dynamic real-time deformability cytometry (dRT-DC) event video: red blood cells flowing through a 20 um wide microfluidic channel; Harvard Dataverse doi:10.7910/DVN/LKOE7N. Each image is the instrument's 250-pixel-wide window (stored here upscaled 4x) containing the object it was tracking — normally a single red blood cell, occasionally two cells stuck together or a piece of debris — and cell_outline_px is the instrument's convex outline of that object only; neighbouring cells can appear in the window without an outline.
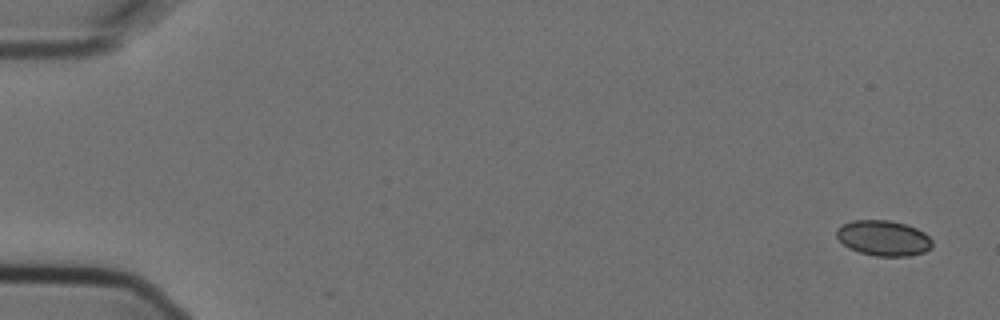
{"species": "Egyptian fruit bat (a non-hibernating species)", "species_latin": "Rousettus aegyptiacus", "temperature_condition": "cold", "stored_images_in_passage": 6, "camera_frame_rate_fps": 3000, "um_per_image_px": 0.085, "animal": {"sex": "female"}, "frame": {"image": 1, "passage_image": 1, "time_ms": 0.0, "image_size_px": [1000, 320], "cell_outline_px": [[932, 248], [924, 252], [908, 256], [876, 256], [860, 252], [848, 248], [836, 236], [836, 228], [852, 220], [888, 220], [904, 224], [916, 228], [924, 232], [932, 240]], "centroid_in_image_um": [75.09, 20.24], "position_along_channel_um": 9.9, "area_um2": 19.71}}